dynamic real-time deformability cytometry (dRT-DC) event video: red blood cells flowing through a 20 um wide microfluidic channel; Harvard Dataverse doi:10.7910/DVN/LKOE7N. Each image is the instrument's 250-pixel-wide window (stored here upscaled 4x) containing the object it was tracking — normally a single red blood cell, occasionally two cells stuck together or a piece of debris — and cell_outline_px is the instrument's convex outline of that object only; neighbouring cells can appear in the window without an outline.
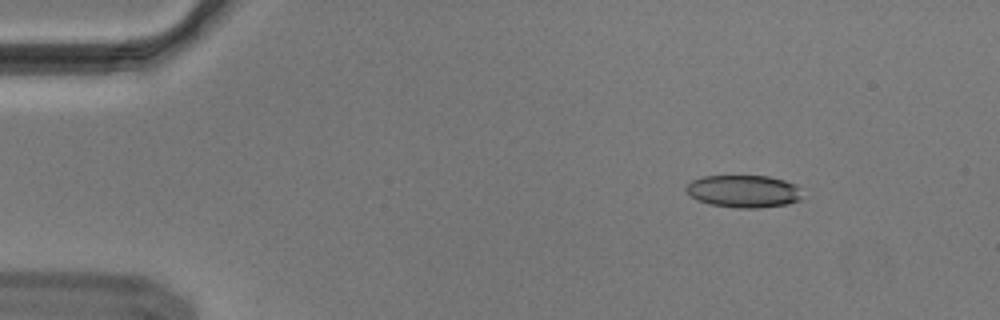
{"species": "Egyptian fruit bat (a non-hibernating species)", "species_latin": "Rousettus aegyptiacus", "temperature_condition": "cold", "stored_images_in_passage": 48, "camera_frame_rate_fps": 3000, "um_per_image_px": 0.085, "animal": {"sex": "male"}, "frame": {"image": 1, "passage_image": 1, "time_ms": 0.0, "image_size_px": [1000, 320], "cell_outline_px": [[800, 200], [788, 204], [760, 208], [736, 208], [708, 204], [696, 200], [684, 188], [692, 180], [704, 176], [768, 176], [784, 180], [796, 184], [800, 188]], "centroid_in_image_um": [63.21, 16.26], "position_along_channel_um": 21.8, "area_um2": 22.08}}
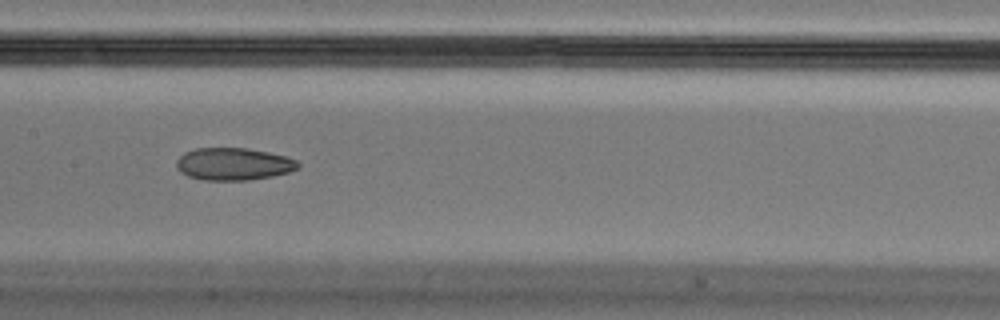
{"frame": {"image": 2, "passage_image": 21, "time_ms": 6.667, "image_size_px": [1000, 320], "cell_outline_px": [[300, 168], [288, 172], [272, 176], [248, 180], [200, 180], [188, 176], [180, 172], [176, 168], [176, 160], [184, 152], [196, 148], [248, 148], [268, 152], [284, 156], [296, 160], [300, 164]], "centroid_in_image_um": [19.82, 13.94], "position_along_channel_um": 187.6, "area_um2": 23.06}}
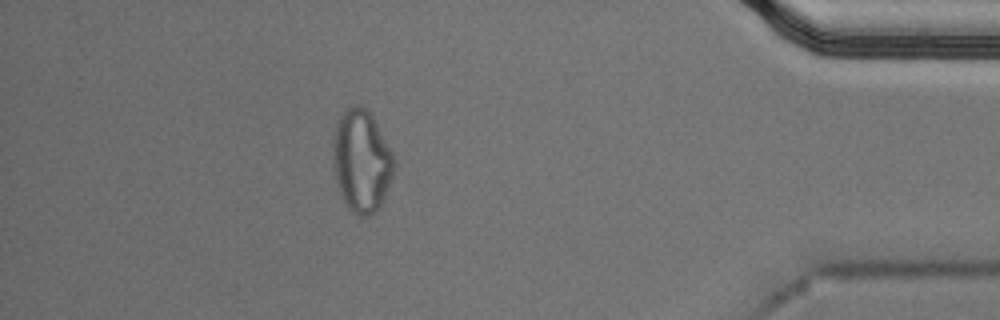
{"frame": {"image": 3, "passage_image": 42, "time_ms": 13.667, "image_size_px": [1000, 320], "cell_outline_px": [[396, 164], [392, 176], [380, 208], [376, 212], [368, 216], [360, 216], [352, 212], [348, 208], [340, 192], [336, 180], [332, 164], [332, 140], [336, 124], [340, 116], [352, 104], [360, 104], [372, 116], [392, 152], [396, 160]], "centroid_in_image_um": [30.72, 13.69], "position_along_channel_um": 404.5, "area_um2": 36.59}, "authors_computed_cell_mechanics": {"area_um2": 23.698, "velocity_mm_per_s": 3.6951, "shape_relaxation_time_tau1_ms": null, "shape_relaxation_time_tau2_ms": 4.3671, "deformation_change_tau1": null, "deformation_change_tau2": 0.1138}}